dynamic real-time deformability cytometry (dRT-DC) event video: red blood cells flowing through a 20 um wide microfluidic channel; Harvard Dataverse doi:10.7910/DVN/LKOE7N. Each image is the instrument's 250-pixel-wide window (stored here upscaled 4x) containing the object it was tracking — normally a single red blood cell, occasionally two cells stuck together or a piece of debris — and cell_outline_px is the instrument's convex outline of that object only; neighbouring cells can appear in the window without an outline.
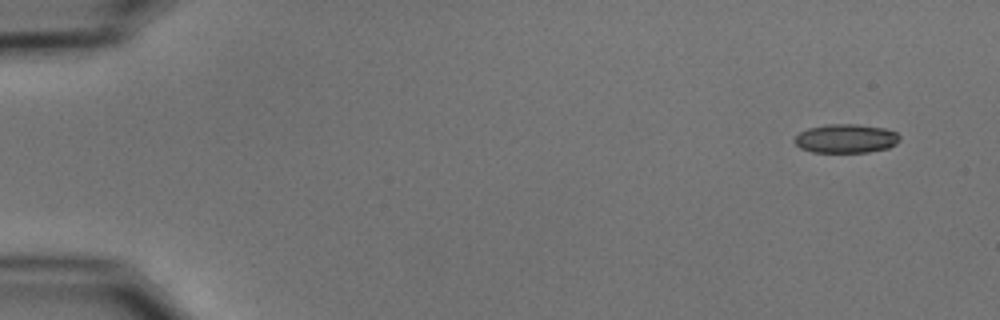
{"species": "common noctule bat (a hibernating species)", "species_latin": "Nyctalus noctula", "temperature_condition": "cold", "stored_images_in_passage": 52, "camera_frame_rate_fps": 3000, "um_per_image_px": 0.085, "animal": {"sex": "male", "body_mass_g": 15.6}, "frame": {"image": 1, "passage_image": 1, "time_ms": 0.0, "image_size_px": [1000, 320], "cell_outline_px": [[900, 140], [896, 144], [888, 148], [868, 152], [812, 152], [800, 148], [792, 140], [800, 132], [808, 128], [828, 124], [856, 124], [884, 128], [896, 132], [900, 136]], "centroid_in_image_um": [71.9, 11.78], "position_along_channel_um": 13.1, "area_um2": 17.74}}
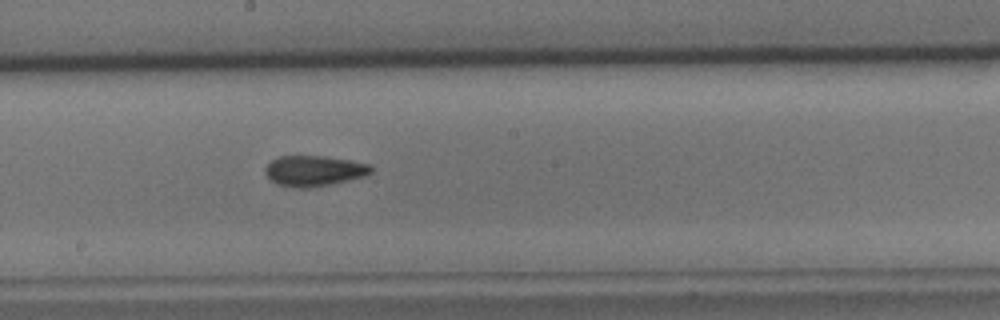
{"frame": {"image": 2, "passage_image": 28, "time_ms": 9.0, "image_size_px": [1000, 320], "cell_outline_px": [[372, 172], [364, 176], [348, 180], [308, 188], [296, 188], [276, 184], [264, 172], [264, 168], [272, 160], [280, 156], [324, 156], [372, 164]], "centroid_in_image_um": [26.69, 14.52], "position_along_channel_um": 221.5, "area_um2": 18.73}}
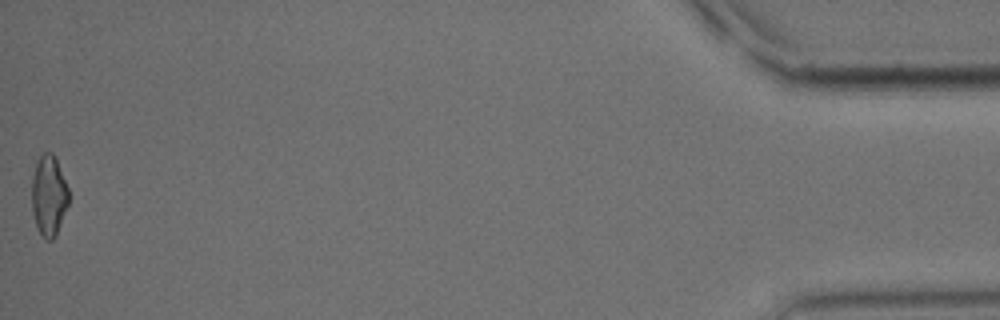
{"frame": {"image": 3, "passage_image": 52, "time_ms": 17.0, "image_size_px": [1000, 320], "cell_outline_px": [[68, 204], [56, 236], [52, 240], [48, 240], [36, 228], [32, 212], [32, 176], [36, 160], [44, 152], [52, 152], [56, 156], [68, 188]], "centroid_in_image_um": [4.14, 16.59], "position_along_channel_um": 431.1, "area_um2": 17.51}, "authors_computed_cell_mechanics": {"area_um2": 18.1492, "velocity_mm_per_s": 3.7235, "shape_relaxation_time_tau1_ms": 3.9124, "shape_relaxation_time_tau2_ms": 3.1242, "deformation_change_tau1": 0.1227, "deformation_change_tau2": 0.1021}}